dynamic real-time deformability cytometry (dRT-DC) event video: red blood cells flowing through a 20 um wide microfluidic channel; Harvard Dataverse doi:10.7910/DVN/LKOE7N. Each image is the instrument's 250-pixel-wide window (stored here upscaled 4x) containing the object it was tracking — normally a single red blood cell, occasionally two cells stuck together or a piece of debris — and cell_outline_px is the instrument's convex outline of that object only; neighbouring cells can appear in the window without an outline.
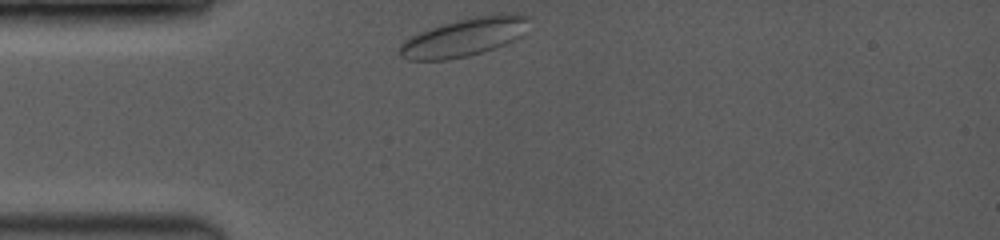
{"species": "common noctule bat (a hibernating species)", "species_latin": "Nyctalus noctula", "temperature_condition": "room temperature", "stored_images_in_passage": 8, "camera_frame_rate_fps": 3500, "um_per_image_px": 0.085, "animal": {"sex": "female", "body_mass_g": 19.0, "forearm_length_mm": 53.3}, "frame": {"image": 1, "passage_image": 1, "time_ms": 0.0, "image_size_px": [1000, 240], "cell_outline_px": [[532, 20], [512, 40], [504, 44], [480, 52], [464, 56], [444, 60], [408, 60], [400, 56], [396, 52], [396, 48], [404, 40], [420, 32], [456, 20], [472, 16], [500, 12], [516, 12], [528, 16]], "centroid_in_image_um": [39.41, 3.13], "position_along_channel_um": 45.6, "area_um2": 28.73}}
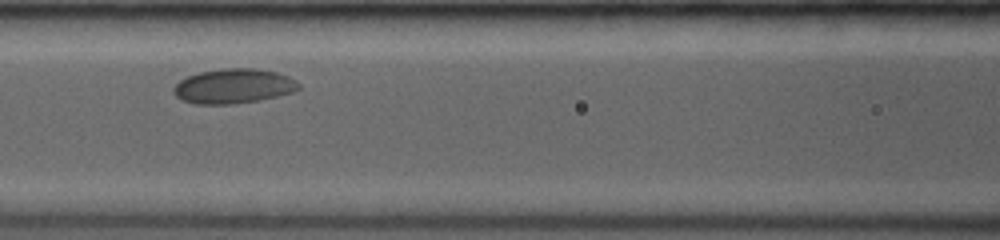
{"frame": {"image": 2, "passage_image": 5, "time_ms": 3.143, "image_size_px": [1000, 240], "cell_outline_px": [[300, 88], [292, 92], [260, 100], [232, 104], [196, 104], [184, 100], [176, 96], [172, 92], [172, 88], [180, 80], [188, 76], [200, 72], [224, 68], [256, 68], [276, 72], [288, 76], [296, 80], [300, 84]], "centroid_in_image_um": [19.85, 7.32], "position_along_channel_um": 146.7, "area_um2": 25.26}}
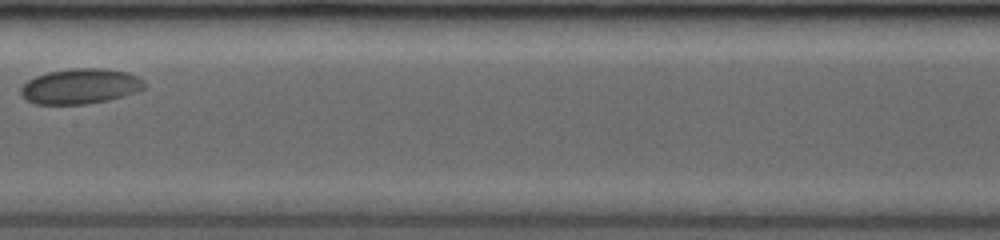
{"frame": {"image": 3, "passage_image": 7, "time_ms": 4.571, "image_size_px": [1000, 240], "cell_outline_px": [[144, 88], [136, 92], [108, 100], [84, 104], [36, 104], [28, 100], [20, 92], [20, 88], [28, 80], [36, 76], [48, 72], [72, 68], [104, 68], [128, 72], [144, 80]], "centroid_in_image_um": [6.84, 7.32], "position_along_channel_um": 200.6, "area_um2": 25.26}}